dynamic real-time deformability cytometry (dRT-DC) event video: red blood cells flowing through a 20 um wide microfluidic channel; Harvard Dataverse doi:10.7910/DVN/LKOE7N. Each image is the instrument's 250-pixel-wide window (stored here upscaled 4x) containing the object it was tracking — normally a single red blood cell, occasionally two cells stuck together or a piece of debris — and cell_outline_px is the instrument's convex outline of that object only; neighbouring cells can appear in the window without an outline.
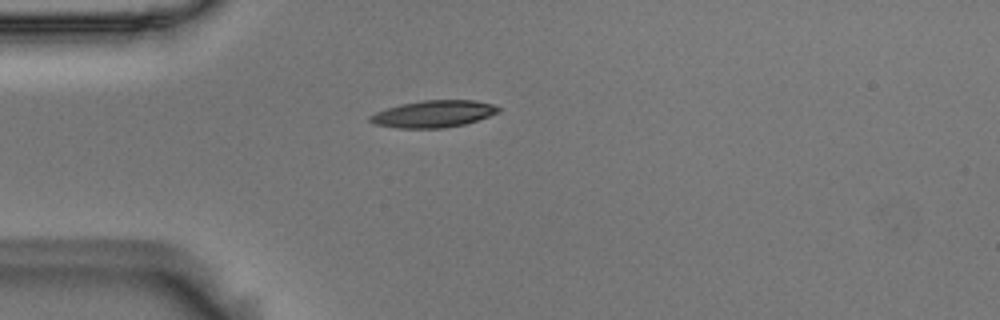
{"species": "Egyptian fruit bat (a non-hibernating species)", "species_latin": "Rousettus aegyptiacus", "temperature_condition": "room temperature", "stored_images_in_passage": 41, "camera_frame_rate_fps": 3000, "um_per_image_px": 0.085, "animal": {"sex": "male"}, "frame": {"image": 1, "passage_image": 1, "time_ms": 0.0, "image_size_px": [1000, 320], "cell_outline_px": [[500, 112], [464, 124], [444, 128], [396, 128], [376, 124], [368, 120], [368, 116], [376, 112], [400, 104], [424, 100], [472, 100], [492, 104], [500, 108]], "centroid_in_image_um": [36.83, 9.68], "position_along_channel_um": 48.2, "area_um2": 20.0}}
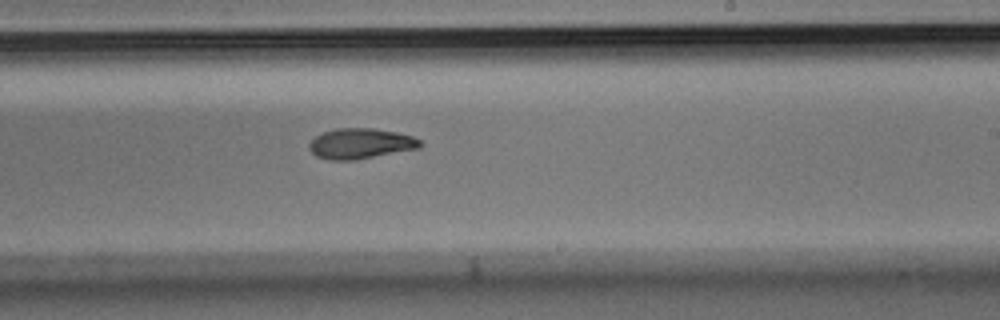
{"frame": {"image": 2, "passage_image": 19, "time_ms": 6.0, "image_size_px": [1000, 320], "cell_outline_px": [[424, 144], [420, 148], [356, 160], [328, 160], [316, 156], [308, 148], [308, 144], [316, 136], [324, 132], [336, 128], [372, 128], [396, 132], [412, 136], [420, 140]], "centroid_in_image_um": [30.65, 12.21], "position_along_channel_um": 258.3, "area_um2": 19.77}}
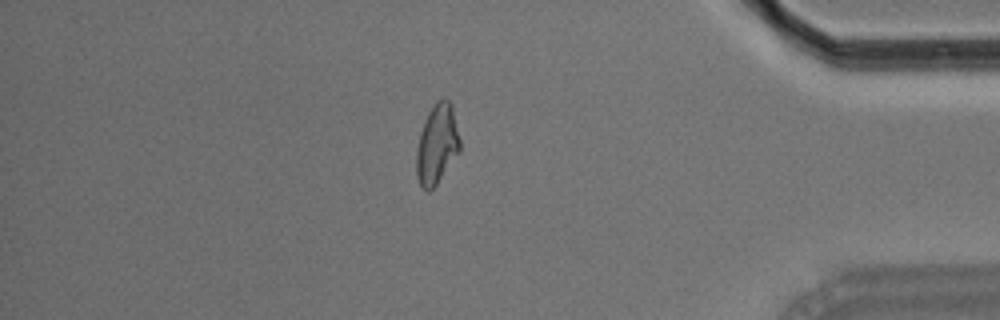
{"frame": {"image": 3, "passage_image": 33, "time_ms": 10.667, "image_size_px": [1000, 320], "cell_outline_px": [[460, 152], [436, 184], [428, 192], [420, 184], [416, 176], [416, 152], [420, 132], [428, 112], [436, 100], [444, 96], [452, 104], [460, 140]], "centroid_in_image_um": [37.15, 12.22], "position_along_channel_um": 398.1, "area_um2": 20.29}, "authors_computed_cell_mechanics": {"area_um2": 19.9988, "velocity_mm_per_s": 3.7131, "shape_relaxation_time_tau1_ms": 6.3623, "shape_relaxation_time_tau2_ms": 9.5537, "deformation_change_tau1": 0.1942, "deformation_change_tau2": 0.1791}}